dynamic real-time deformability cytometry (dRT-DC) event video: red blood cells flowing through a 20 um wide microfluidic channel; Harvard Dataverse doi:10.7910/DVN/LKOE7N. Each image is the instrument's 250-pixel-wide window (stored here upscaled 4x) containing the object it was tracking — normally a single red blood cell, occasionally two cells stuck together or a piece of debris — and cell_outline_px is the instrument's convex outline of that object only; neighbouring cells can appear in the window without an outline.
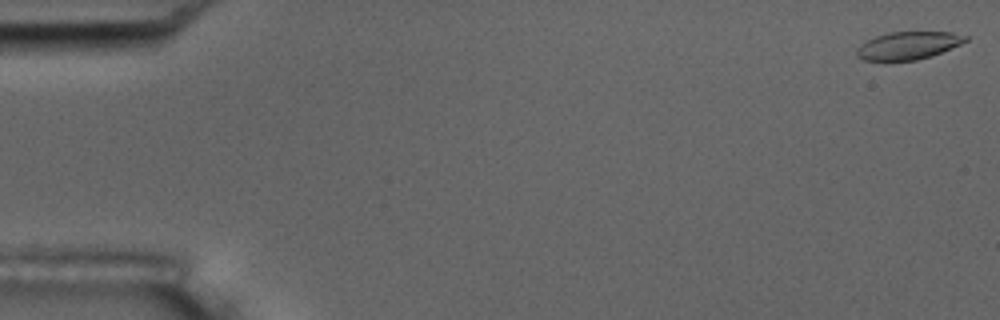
{"species": "common noctule bat (a hibernating species)", "species_latin": "Nyctalus noctula", "temperature_condition": "room temperature", "stored_images_in_passage": 6, "segment_of_instrument_passage": [2, 2], "camera_frame_rate_fps": 3000, "um_per_image_px": 0.085, "animal": {"sex": "male", "body_mass_g": 17.5, "forearm_length_mm": 52.3}, "frame": {"image": 1, "passage_image": 6, "time_ms": 6.667, "image_size_px": [1000, 320], "cell_outline_px": [[968, 40], [960, 44], [940, 52], [916, 60], [864, 60], [856, 56], [856, 52], [860, 44], [876, 36], [888, 32], [952, 32], [968, 36]], "centroid_in_image_um": [77.18, 3.85], "position_along_channel_um": 7.8, "area_um2": 17.28}}